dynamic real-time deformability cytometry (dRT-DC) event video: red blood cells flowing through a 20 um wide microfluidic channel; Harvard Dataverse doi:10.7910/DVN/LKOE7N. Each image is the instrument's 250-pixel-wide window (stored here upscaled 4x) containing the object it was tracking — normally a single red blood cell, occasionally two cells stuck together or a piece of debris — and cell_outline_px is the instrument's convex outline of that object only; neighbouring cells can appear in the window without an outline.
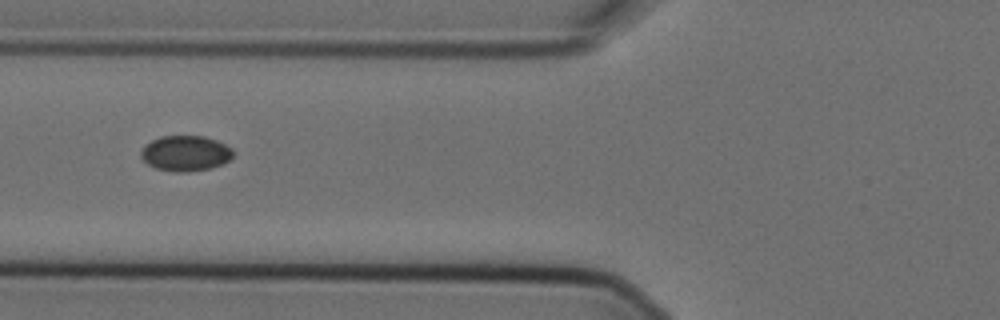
{"species": "Egyptian fruit bat (a non-hibernating species)", "species_latin": "Rousettus aegyptiacus", "temperature_condition": "cold", "stored_images_in_passage": 6, "camera_frame_rate_fps": 3000, "um_per_image_px": 0.085, "animal": {"sex": "female"}, "frame": {"image": 1, "passage_image": 3, "time_ms": 0.667, "image_size_px": [1000, 320], "cell_outline_px": [[236, 152], [224, 164], [212, 168], [188, 172], [172, 172], [156, 168], [148, 164], [140, 156], [140, 152], [144, 144], [160, 136], [204, 136], [216, 140], [232, 148]], "centroid_in_image_um": [15.77, 13.04], "position_along_channel_um": 110.0, "area_um2": 19.31}}
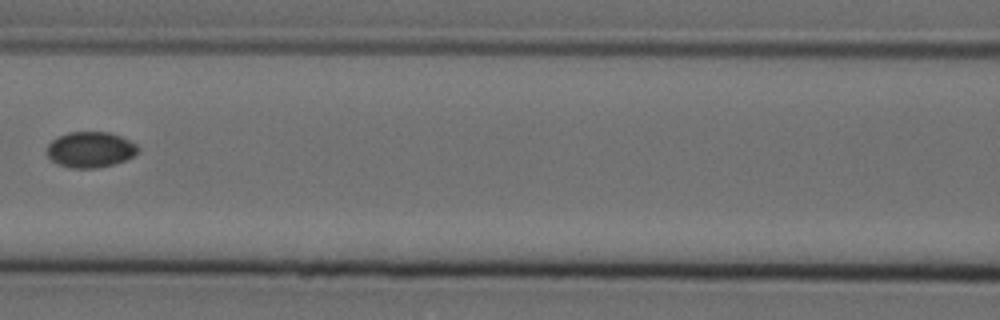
{"frame": {"image": 2, "passage_image": 4, "time_ms": 1.0, "image_size_px": [1000, 320], "cell_outline_px": [[140, 148], [132, 156], [124, 160], [112, 164], [96, 168], [72, 168], [56, 164], [48, 156], [48, 144], [52, 140], [68, 132], [108, 132], [120, 136], [136, 144]], "centroid_in_image_um": [7.66, 12.72], "position_along_channel_um": 158.9, "area_um2": 18.73}}
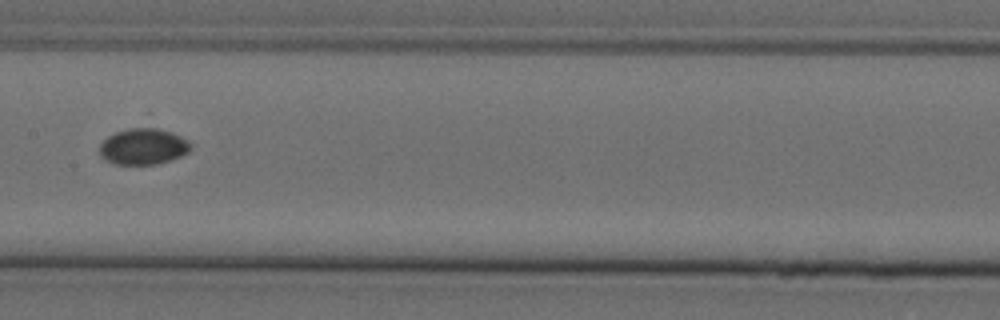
{"frame": {"image": 3, "passage_image": 5, "time_ms": 1.333, "image_size_px": [1000, 320], "cell_outline_px": [[192, 148], [188, 152], [172, 160], [156, 164], [112, 164], [104, 160], [100, 156], [100, 144], [108, 136], [116, 132], [128, 128], [156, 128], [172, 132], [188, 140]], "centroid_in_image_um": [12.17, 12.46], "position_along_channel_um": 195.2, "area_um2": 19.25}}